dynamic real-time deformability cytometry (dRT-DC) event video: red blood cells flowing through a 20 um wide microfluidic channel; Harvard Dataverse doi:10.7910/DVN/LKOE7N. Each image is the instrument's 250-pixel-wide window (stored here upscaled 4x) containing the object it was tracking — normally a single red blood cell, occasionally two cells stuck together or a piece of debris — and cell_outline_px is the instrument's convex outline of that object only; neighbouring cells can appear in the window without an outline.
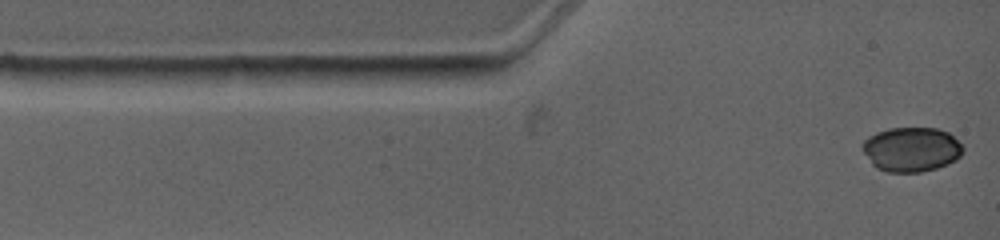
{"species": "common noctule bat (a hibernating species)", "species_latin": "Nyctalus noctula", "temperature_condition": "warm", "stored_images_in_passage": 7, "segment_of_instrument_passage": [1, 2], "camera_frame_rate_fps": 4500, "um_per_image_px": 0.085, "animal": {"sex": "female", "body_mass_g": 19.0, "forearm_length_mm": 53.3}, "frame": {"image": 1, "passage_image": 1, "time_ms": 0.0, "image_size_px": [1000, 240], "cell_outline_px": [[964, 152], [956, 160], [948, 164], [936, 168], [920, 172], [888, 172], [876, 168], [872, 164], [864, 152], [864, 140], [868, 136], [876, 132], [888, 128], [936, 128], [948, 132], [964, 148]], "centroid_in_image_um": [77.48, 12.7], "position_along_channel_um": 7.5, "area_um2": 26.01}}
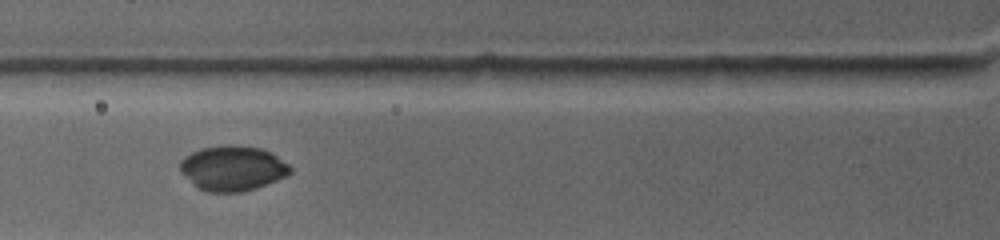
{"frame": {"image": 2, "passage_image": 5, "time_ms": 3.556, "image_size_px": [1000, 240], "cell_outline_px": [[292, 172], [276, 180], [256, 188], [240, 192], [208, 192], [196, 188], [180, 172], [180, 160], [184, 156], [200, 148], [224, 144], [236, 144], [260, 148], [272, 152], [288, 164], [292, 168]], "centroid_in_image_um": [19.74, 14.29], "position_along_channel_um": 106.1, "area_um2": 29.25}}
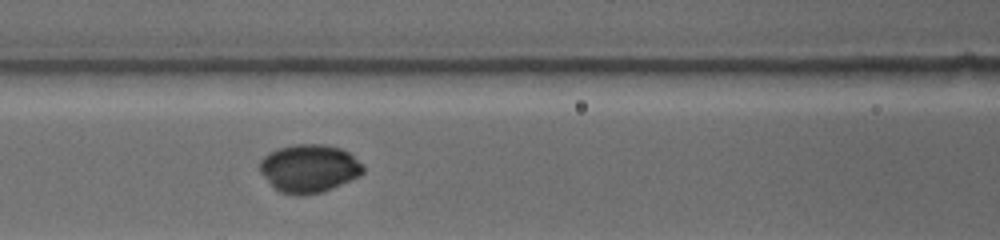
{"frame": {"image": 3, "passage_image": 6, "time_ms": 4.444, "image_size_px": [1000, 240], "cell_outline_px": [[364, 172], [360, 176], [324, 192], [304, 196], [300, 196], [280, 192], [260, 172], [260, 160], [268, 152], [276, 148], [296, 144], [324, 144], [340, 148], [348, 152], [364, 164]], "centroid_in_image_um": [26.3, 14.31], "position_along_channel_um": 140.3, "area_um2": 29.19}}